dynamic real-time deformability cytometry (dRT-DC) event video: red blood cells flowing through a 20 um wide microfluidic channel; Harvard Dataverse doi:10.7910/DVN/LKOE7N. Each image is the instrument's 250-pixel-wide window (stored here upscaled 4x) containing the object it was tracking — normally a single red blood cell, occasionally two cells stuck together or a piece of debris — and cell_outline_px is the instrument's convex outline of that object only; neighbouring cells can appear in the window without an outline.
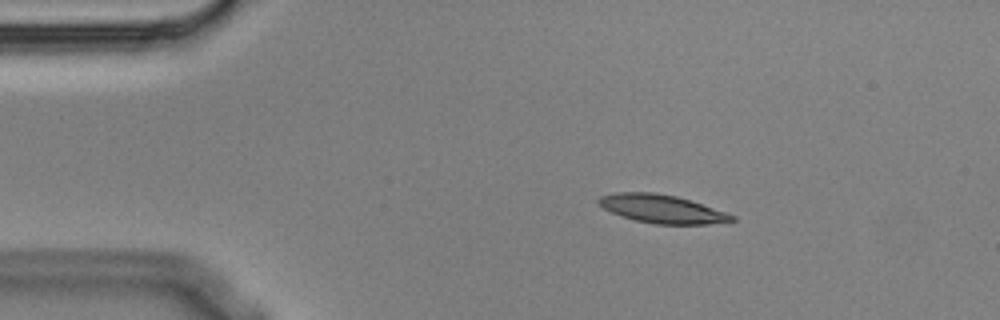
{"species": "Egyptian fruit bat (a non-hibernating species)", "species_latin": "Rousettus aegyptiacus", "temperature_condition": "cold", "stored_images_in_passage": 4, "camera_frame_rate_fps": 3000, "um_per_image_px": 0.085, "animal": {"sex": "male"}, "frame": {"image": 1, "passage_image": 1, "time_ms": 0.0, "image_size_px": [1000, 320], "cell_outline_px": [[736, 220], [708, 224], [656, 224], [636, 220], [612, 212], [604, 208], [596, 200], [600, 196], [616, 192], [656, 192], [676, 196], [736, 216]], "centroid_in_image_um": [56.24, 17.75], "position_along_channel_um": 28.8, "area_um2": 21.56}}
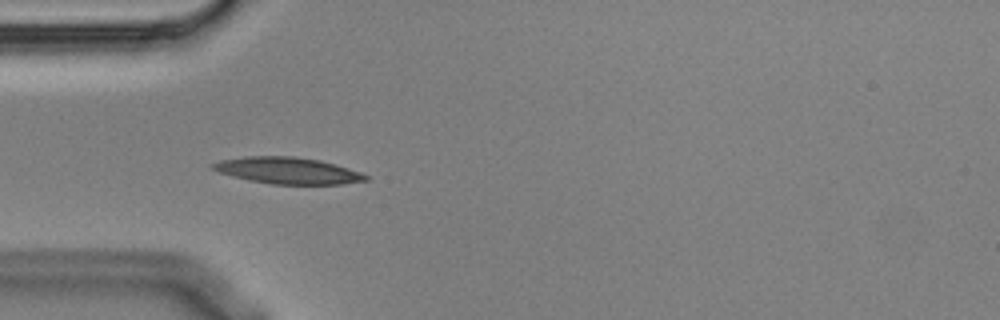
{"frame": {"image": 2, "passage_image": 3, "time_ms": 0.667, "image_size_px": [1000, 320], "cell_outline_px": [[368, 180], [344, 184], [272, 184], [248, 180], [232, 176], [220, 172], [212, 168], [208, 164], [220, 160], [244, 156], [292, 156], [320, 160], [348, 168], [360, 172], [368, 176]], "centroid_in_image_um": [24.43, 14.49], "position_along_channel_um": 60.6, "area_um2": 23.64}}
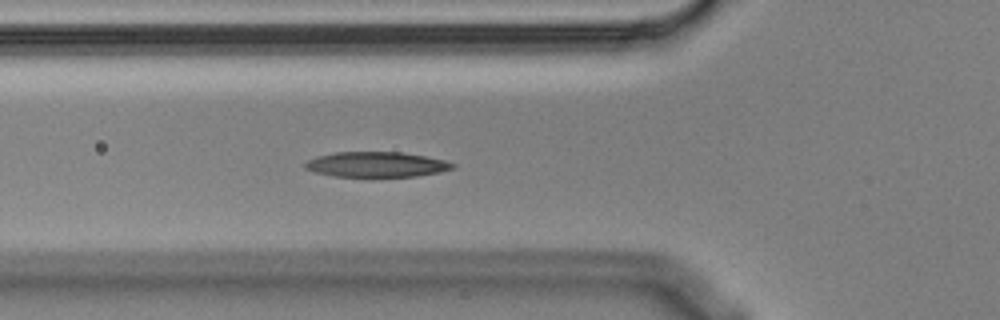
{"frame": {"image": 3, "passage_image": 4, "time_ms": 1.0, "image_size_px": [1000, 320], "cell_outline_px": [[456, 168], [440, 172], [416, 176], [372, 180], [332, 176], [316, 172], [304, 168], [304, 164], [308, 160], [320, 156], [336, 152], [400, 152], [424, 156], [444, 160], [456, 164]], "centroid_in_image_um": [32.01, 14.04], "position_along_channel_um": 93.8, "area_um2": 22.66}}